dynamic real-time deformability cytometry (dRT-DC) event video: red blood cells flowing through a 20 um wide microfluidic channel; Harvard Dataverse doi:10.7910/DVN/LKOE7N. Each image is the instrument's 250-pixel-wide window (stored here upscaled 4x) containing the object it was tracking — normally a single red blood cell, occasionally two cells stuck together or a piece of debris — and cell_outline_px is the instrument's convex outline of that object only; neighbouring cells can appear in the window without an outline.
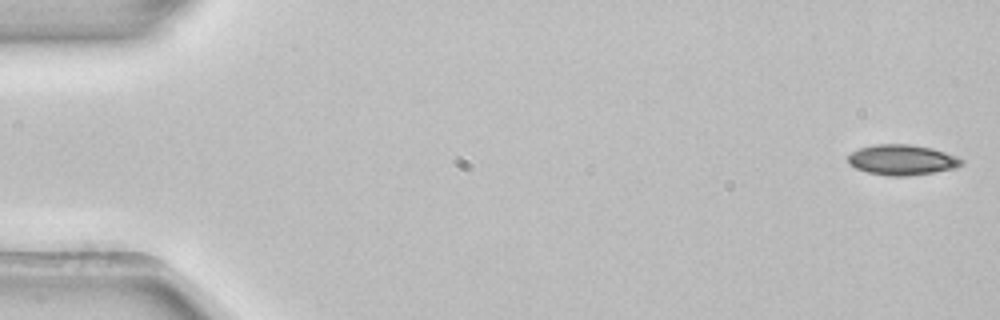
{"species": "common noctule bat (a hibernating species)", "species_latin": "Nyctalus noctula", "temperature_condition": "room temperature", "stored_images_in_passage": 6, "camera_frame_rate_fps": 3000, "um_per_image_px": 0.085, "animal": {"sex": "female", "body_mass_g": 22.7, "forearm_length_mm": 54.2}, "frame": {"image": 1, "passage_image": 1, "time_ms": 0.0, "image_size_px": [1000, 320], "cell_outline_px": [[964, 164], [956, 168], [936, 172], [908, 176], [888, 176], [868, 172], [856, 168], [848, 164], [848, 156], [852, 152], [860, 148], [876, 144], [912, 144], [932, 148], [956, 156], [964, 160]], "centroid_in_image_um": [76.7, 13.59], "position_along_channel_um": 8.3, "area_um2": 20.23}}